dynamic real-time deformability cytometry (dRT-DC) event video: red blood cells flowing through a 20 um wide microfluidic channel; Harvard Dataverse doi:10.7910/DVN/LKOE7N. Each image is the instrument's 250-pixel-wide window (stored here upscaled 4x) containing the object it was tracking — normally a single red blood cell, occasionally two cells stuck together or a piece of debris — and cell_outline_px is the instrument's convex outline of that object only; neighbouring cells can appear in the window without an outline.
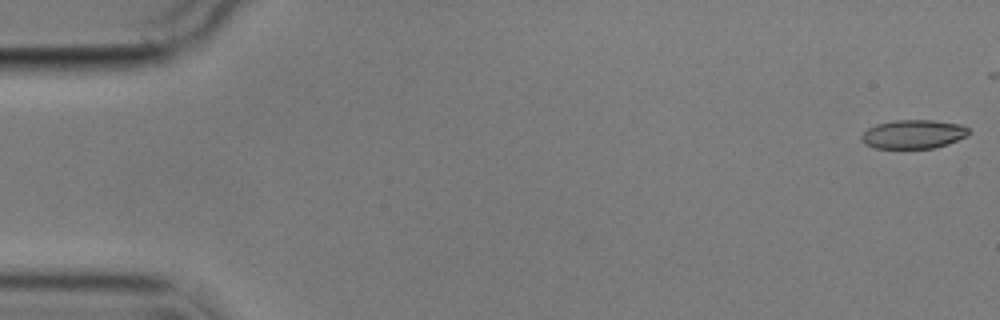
{"species": "common noctule bat (a hibernating species)", "species_latin": "Nyctalus noctula", "temperature_condition": "cold", "stored_images_in_passage": 6, "camera_frame_rate_fps": 3000, "um_per_image_px": 0.085, "animal": {"sex": "male", "body_mass_g": 17.9}, "frame": {"image": 1, "passage_image": 1, "time_ms": 0.0, "image_size_px": [1000, 320], "cell_outline_px": [[972, 132], [968, 136], [948, 144], [932, 148], [876, 148], [864, 144], [860, 140], [860, 136], [868, 128], [876, 124], [896, 120], [932, 120], [960, 124], [968, 128]], "centroid_in_image_um": [77.65, 11.41], "position_along_channel_um": 7.4, "area_um2": 18.15}}
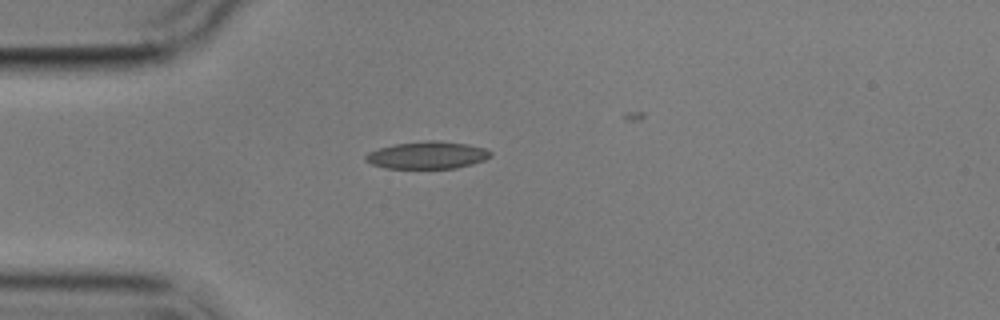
{"frame": {"image": 2, "passage_image": 5, "time_ms": 4.667, "image_size_px": [1000, 320], "cell_outline_px": [[492, 156], [484, 160], [472, 164], [456, 168], [384, 168], [372, 164], [364, 160], [364, 156], [368, 152], [380, 148], [396, 144], [428, 140], [440, 140], [468, 144], [484, 148], [492, 152]], "centroid_in_image_um": [36.33, 13.18], "position_along_channel_um": 48.7, "area_um2": 19.94}}